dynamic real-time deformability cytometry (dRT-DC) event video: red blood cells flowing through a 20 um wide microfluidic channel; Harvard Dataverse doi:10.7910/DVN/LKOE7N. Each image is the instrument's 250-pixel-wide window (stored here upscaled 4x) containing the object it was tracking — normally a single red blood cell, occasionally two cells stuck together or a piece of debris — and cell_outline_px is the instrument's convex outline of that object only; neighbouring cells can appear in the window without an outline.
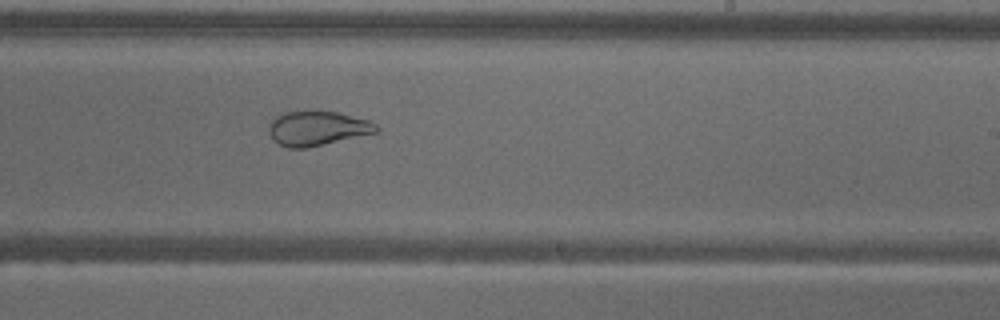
{"species": "common noctule bat (a hibernating species)", "species_latin": "Nyctalus noctula", "temperature_condition": "warm", "stored_images_in_passage": 53, "camera_frame_rate_fps": 3000, "um_per_image_px": 0.085, "animal": {"sex": "male", "body_mass_g": 18.8}, "frame": {"image": 1, "passage_image": 32, "time_ms": 10.333, "image_size_px": [1000, 320], "cell_outline_px": [[380, 128], [376, 132], [324, 144], [304, 148], [288, 148], [272, 140], [268, 132], [268, 124], [280, 112], [336, 112], [368, 120], [376, 124]], "centroid_in_image_um": [26.92, 10.92], "position_along_channel_um": 262.1, "area_um2": 21.33}}
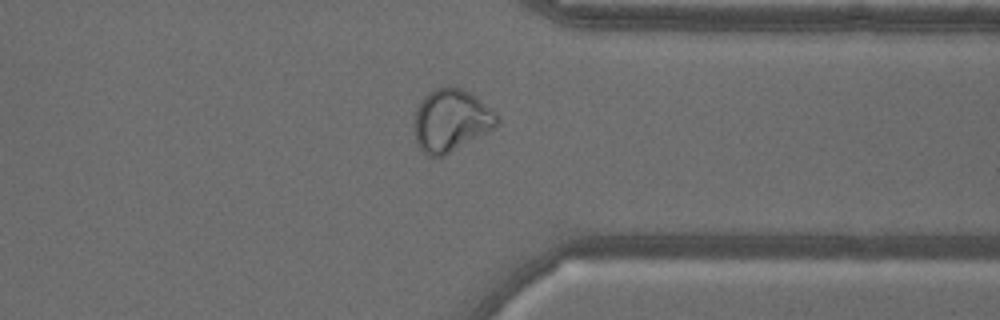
{"frame": {"image": 2, "passage_image": 41, "time_ms": 13.333, "image_size_px": [1000, 320], "cell_outline_px": [[500, 124], [444, 156], [428, 156], [420, 148], [416, 140], [416, 108], [420, 100], [428, 92], [436, 88], [448, 84], [464, 88], [472, 92], [492, 108], [500, 116]], "centroid_in_image_um": [38.39, 10.17], "position_along_channel_um": 373.0, "area_um2": 30.35}}
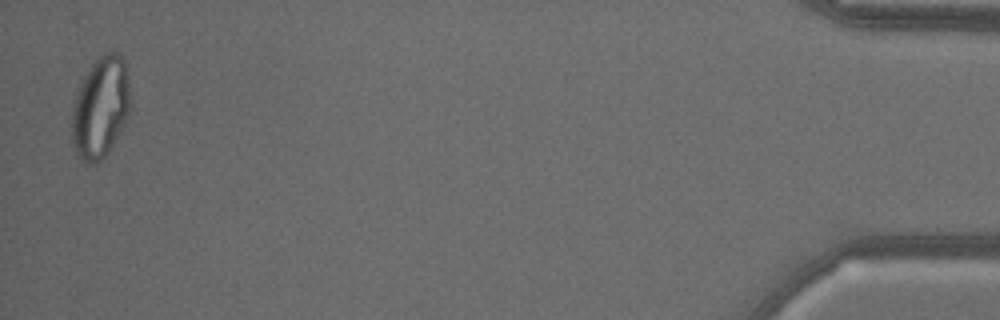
{"frame": {"image": 3, "passage_image": 52, "time_ms": 17.0, "image_size_px": [1000, 320], "cell_outline_px": [[132, 96], [128, 112], [120, 132], [108, 152], [96, 164], [88, 164], [80, 160], [72, 144], [72, 108], [76, 92], [84, 76], [96, 56], [104, 52], [120, 52], [124, 56]], "centroid_in_image_um": [8.55, 9.09], "position_along_channel_um": 426.6, "area_um2": 35.14}}